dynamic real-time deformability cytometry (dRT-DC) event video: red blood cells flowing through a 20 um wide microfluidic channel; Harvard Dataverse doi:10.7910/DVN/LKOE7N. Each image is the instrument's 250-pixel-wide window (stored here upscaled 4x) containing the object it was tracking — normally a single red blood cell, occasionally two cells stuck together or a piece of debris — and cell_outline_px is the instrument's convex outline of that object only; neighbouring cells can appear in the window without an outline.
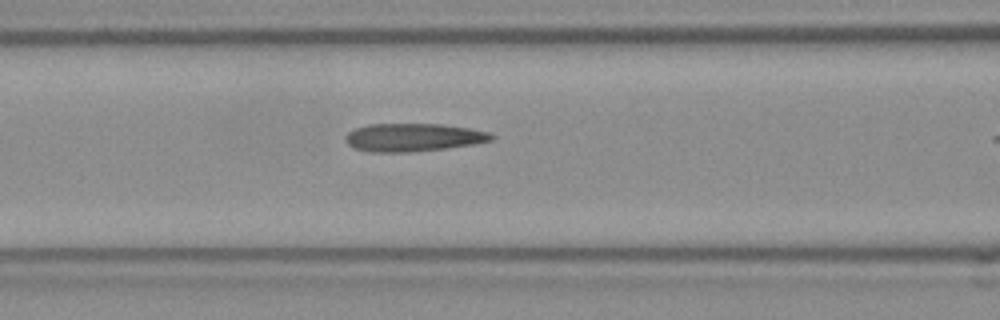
{"species": "Egyptian fruit bat (a non-hibernating species)", "species_latin": "Rousettus aegyptiacus", "temperature_condition": "room temperature", "stored_images_in_passage": 20, "camera_frame_rate_fps": 3000, "um_per_image_px": 0.085, "frame": {"image": 1, "passage_image": 9, "time_ms": 2.667, "image_size_px": [1000, 320], "cell_outline_px": [[496, 136], [492, 140], [472, 144], [448, 148], [408, 152], [372, 152], [352, 148], [344, 140], [344, 136], [348, 132], [356, 128], [368, 124], [444, 124], [492, 132]], "centroid_in_image_um": [35.12, 11.67], "position_along_channel_um": 131.5, "area_um2": 24.04}}
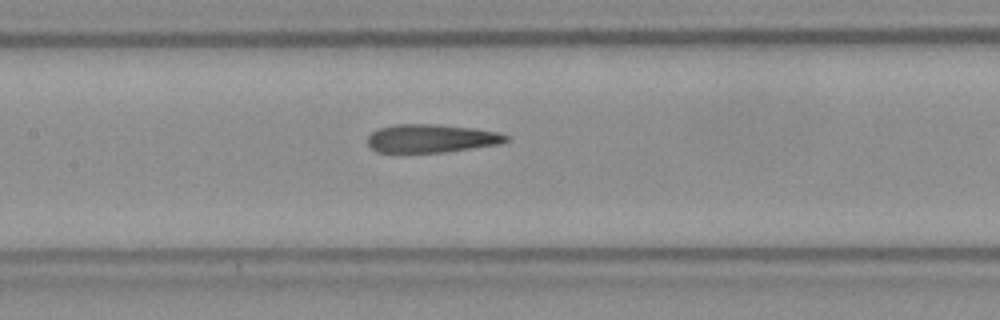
{"frame": {"image": 2, "passage_image": 12, "time_ms": 3.667, "image_size_px": [1000, 320], "cell_outline_px": [[508, 140], [500, 144], [444, 152], [376, 152], [368, 144], [368, 136], [372, 132], [380, 128], [392, 124], [440, 124], [476, 128], [500, 132], [508, 136]], "centroid_in_image_um": [36.68, 11.75], "position_along_channel_um": 170.7, "area_um2": 22.95}}